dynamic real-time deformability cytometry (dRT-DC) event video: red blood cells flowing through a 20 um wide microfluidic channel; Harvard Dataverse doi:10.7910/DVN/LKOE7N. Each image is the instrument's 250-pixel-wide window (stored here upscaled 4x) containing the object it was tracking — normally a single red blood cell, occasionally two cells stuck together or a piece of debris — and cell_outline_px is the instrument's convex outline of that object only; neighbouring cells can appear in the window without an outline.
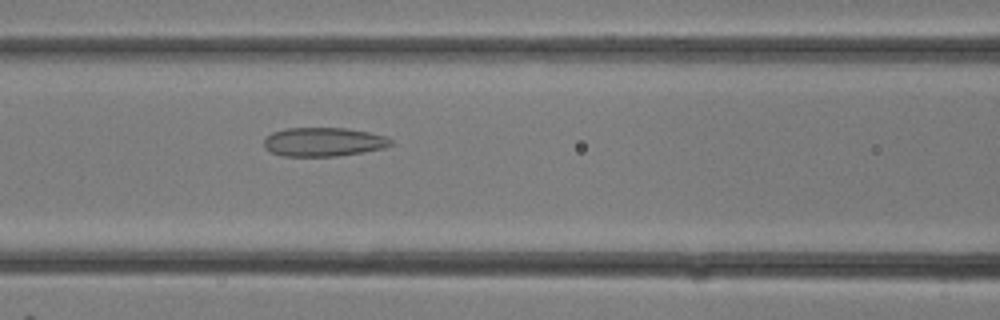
{"species": "common noctule bat (a hibernating species)", "species_latin": "Nyctalus noctula", "temperature_condition": "room temperature", "stored_images_in_passage": 10, "camera_frame_rate_fps": 3000, "um_per_image_px": 0.085, "animal": {"sex": "female"}, "frame": {"image": 1, "passage_image": 10, "time_ms": 3.0, "image_size_px": [1000, 320], "cell_outline_px": [[392, 144], [384, 148], [364, 152], [340, 156], [284, 156], [272, 152], [264, 148], [264, 136], [272, 132], [284, 128], [348, 128], [368, 132], [384, 136], [392, 140]], "centroid_in_image_um": [27.47, 12.06], "position_along_channel_um": 139.1, "area_um2": 21.5}}